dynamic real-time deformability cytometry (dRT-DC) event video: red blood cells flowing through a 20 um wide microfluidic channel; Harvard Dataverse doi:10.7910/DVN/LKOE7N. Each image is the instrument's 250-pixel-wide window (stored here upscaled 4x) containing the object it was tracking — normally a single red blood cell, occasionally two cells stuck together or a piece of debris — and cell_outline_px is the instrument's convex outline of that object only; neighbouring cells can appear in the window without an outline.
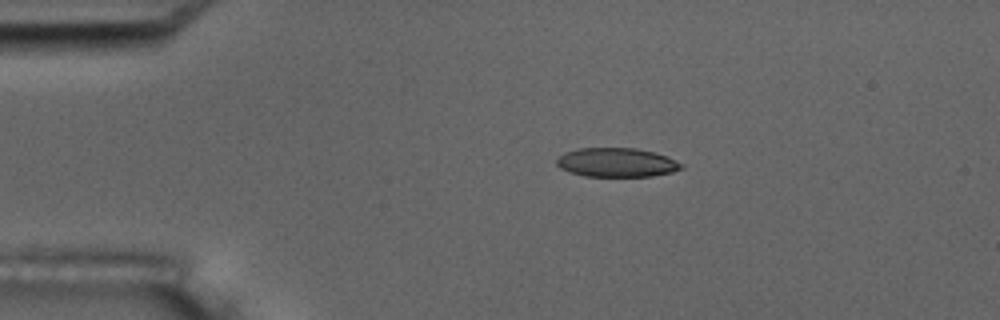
{"species": "common noctule bat (a hibernating species)", "species_latin": "Nyctalus noctula", "temperature_condition": "room temperature", "stored_images_in_passage": 5, "camera_frame_rate_fps": 3000, "um_per_image_px": 0.085, "animal": {"sex": "male", "body_mass_g": 17.5, "forearm_length_mm": 52.3}, "frame": {"image": 1, "passage_image": 3, "time_ms": 0.667, "image_size_px": [1000, 320], "cell_outline_px": [[684, 168], [672, 172], [652, 176], [584, 176], [560, 168], [556, 164], [556, 160], [564, 152], [580, 148], [636, 148], [668, 156], [684, 164]], "centroid_in_image_um": [52.45, 13.81], "position_along_channel_um": 32.6, "area_um2": 21.1}}